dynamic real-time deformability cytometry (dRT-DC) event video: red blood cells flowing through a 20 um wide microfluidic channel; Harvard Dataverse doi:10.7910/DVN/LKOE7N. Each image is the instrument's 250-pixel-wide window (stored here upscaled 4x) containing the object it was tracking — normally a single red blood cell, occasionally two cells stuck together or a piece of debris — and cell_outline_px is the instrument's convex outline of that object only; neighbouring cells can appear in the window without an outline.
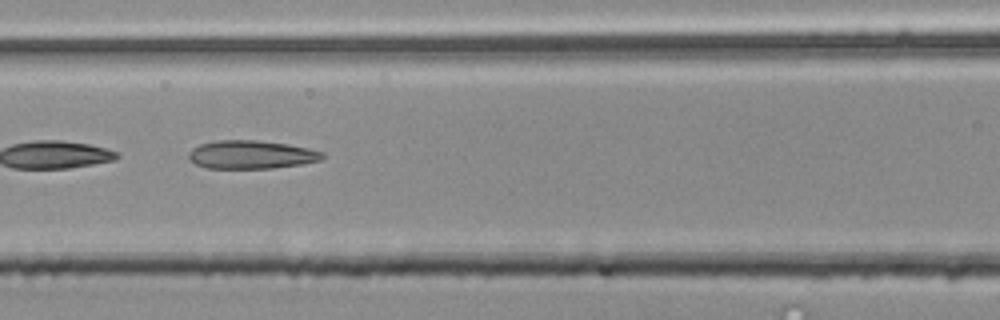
{"species": "common noctule bat (a hibernating species)", "species_latin": "Nyctalus noctula", "temperature_condition": "room temperature", "stored_images_in_passage": 29, "camera_frame_rate_fps": 3000, "um_per_image_px": 0.085, "animal": {"sex": "male", "body_mass_g": 20.4}, "frame": {"image": 1, "passage_image": 24, "time_ms": 7.667, "image_size_px": [1000, 320], "cell_outline_px": [[324, 156], [320, 160], [300, 164], [272, 168], [208, 168], [196, 164], [188, 160], [188, 152], [192, 148], [200, 144], [216, 140], [256, 140], [288, 144], [308, 148], [324, 152]], "centroid_in_image_um": [21.32, 13.14], "position_along_channel_um": 145.3, "area_um2": 22.08}}